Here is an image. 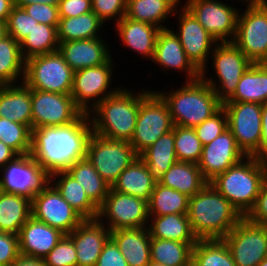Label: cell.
I'll return each mask as SVG.
<instances>
[{
    "label": "cell",
    "mask_w": 267,
    "mask_h": 266,
    "mask_svg": "<svg viewBox=\"0 0 267 266\" xmlns=\"http://www.w3.org/2000/svg\"><path fill=\"white\" fill-rule=\"evenodd\" d=\"M22 8L38 23L49 26H58L60 21L58 6L35 3L26 5Z\"/></svg>",
    "instance_id": "681fc988"
},
{
    "label": "cell",
    "mask_w": 267,
    "mask_h": 266,
    "mask_svg": "<svg viewBox=\"0 0 267 266\" xmlns=\"http://www.w3.org/2000/svg\"><path fill=\"white\" fill-rule=\"evenodd\" d=\"M65 234L31 216L18 234L23 255L44 258Z\"/></svg>",
    "instance_id": "cb8c5ba5"
},
{
    "label": "cell",
    "mask_w": 267,
    "mask_h": 266,
    "mask_svg": "<svg viewBox=\"0 0 267 266\" xmlns=\"http://www.w3.org/2000/svg\"><path fill=\"white\" fill-rule=\"evenodd\" d=\"M0 118L25 124L32 130L31 89L24 82L0 86Z\"/></svg>",
    "instance_id": "4316f807"
},
{
    "label": "cell",
    "mask_w": 267,
    "mask_h": 266,
    "mask_svg": "<svg viewBox=\"0 0 267 266\" xmlns=\"http://www.w3.org/2000/svg\"><path fill=\"white\" fill-rule=\"evenodd\" d=\"M184 6L218 43L233 42L238 8L219 0H186Z\"/></svg>",
    "instance_id": "e0dca14e"
},
{
    "label": "cell",
    "mask_w": 267,
    "mask_h": 266,
    "mask_svg": "<svg viewBox=\"0 0 267 266\" xmlns=\"http://www.w3.org/2000/svg\"><path fill=\"white\" fill-rule=\"evenodd\" d=\"M156 92L168 104L173 124L181 127L194 128L222 107L215 91L201 78L170 92Z\"/></svg>",
    "instance_id": "5b68a950"
},
{
    "label": "cell",
    "mask_w": 267,
    "mask_h": 266,
    "mask_svg": "<svg viewBox=\"0 0 267 266\" xmlns=\"http://www.w3.org/2000/svg\"><path fill=\"white\" fill-rule=\"evenodd\" d=\"M103 25L105 24L93 11L79 16L60 18L57 26L58 41L67 42L101 37Z\"/></svg>",
    "instance_id": "74e56055"
},
{
    "label": "cell",
    "mask_w": 267,
    "mask_h": 266,
    "mask_svg": "<svg viewBox=\"0 0 267 266\" xmlns=\"http://www.w3.org/2000/svg\"><path fill=\"white\" fill-rule=\"evenodd\" d=\"M191 266H236L222 239L198 240L193 246Z\"/></svg>",
    "instance_id": "b9f144b4"
},
{
    "label": "cell",
    "mask_w": 267,
    "mask_h": 266,
    "mask_svg": "<svg viewBox=\"0 0 267 266\" xmlns=\"http://www.w3.org/2000/svg\"><path fill=\"white\" fill-rule=\"evenodd\" d=\"M0 191L33 197L49 182V175L30 153L18 155L0 168Z\"/></svg>",
    "instance_id": "2e32d148"
},
{
    "label": "cell",
    "mask_w": 267,
    "mask_h": 266,
    "mask_svg": "<svg viewBox=\"0 0 267 266\" xmlns=\"http://www.w3.org/2000/svg\"><path fill=\"white\" fill-rule=\"evenodd\" d=\"M60 1L61 0H15V6L22 8L26 5L35 4V3L58 6Z\"/></svg>",
    "instance_id": "91938a15"
},
{
    "label": "cell",
    "mask_w": 267,
    "mask_h": 266,
    "mask_svg": "<svg viewBox=\"0 0 267 266\" xmlns=\"http://www.w3.org/2000/svg\"><path fill=\"white\" fill-rule=\"evenodd\" d=\"M102 37L59 42L58 51L73 71L104 64L112 55Z\"/></svg>",
    "instance_id": "603a6c76"
},
{
    "label": "cell",
    "mask_w": 267,
    "mask_h": 266,
    "mask_svg": "<svg viewBox=\"0 0 267 266\" xmlns=\"http://www.w3.org/2000/svg\"><path fill=\"white\" fill-rule=\"evenodd\" d=\"M214 75L201 72L200 78L214 91L223 104L235 92L241 76L253 64L233 42H222L214 46L211 56ZM217 81L218 84H217Z\"/></svg>",
    "instance_id": "52a82bcc"
},
{
    "label": "cell",
    "mask_w": 267,
    "mask_h": 266,
    "mask_svg": "<svg viewBox=\"0 0 267 266\" xmlns=\"http://www.w3.org/2000/svg\"><path fill=\"white\" fill-rule=\"evenodd\" d=\"M228 129L227 115L221 107L210 118L204 120L201 124L194 127L197 137L202 145H206Z\"/></svg>",
    "instance_id": "f6af8a7d"
},
{
    "label": "cell",
    "mask_w": 267,
    "mask_h": 266,
    "mask_svg": "<svg viewBox=\"0 0 267 266\" xmlns=\"http://www.w3.org/2000/svg\"><path fill=\"white\" fill-rule=\"evenodd\" d=\"M172 130L177 160L198 164L202 156L203 145L194 128L174 125Z\"/></svg>",
    "instance_id": "7bdbcfd3"
},
{
    "label": "cell",
    "mask_w": 267,
    "mask_h": 266,
    "mask_svg": "<svg viewBox=\"0 0 267 266\" xmlns=\"http://www.w3.org/2000/svg\"><path fill=\"white\" fill-rule=\"evenodd\" d=\"M59 17L79 16L92 11L91 0H61L58 5Z\"/></svg>",
    "instance_id": "db71d44e"
},
{
    "label": "cell",
    "mask_w": 267,
    "mask_h": 266,
    "mask_svg": "<svg viewBox=\"0 0 267 266\" xmlns=\"http://www.w3.org/2000/svg\"><path fill=\"white\" fill-rule=\"evenodd\" d=\"M266 172L267 162L246 156L209 183L245 217L255 204Z\"/></svg>",
    "instance_id": "277c9868"
},
{
    "label": "cell",
    "mask_w": 267,
    "mask_h": 266,
    "mask_svg": "<svg viewBox=\"0 0 267 266\" xmlns=\"http://www.w3.org/2000/svg\"><path fill=\"white\" fill-rule=\"evenodd\" d=\"M245 157L246 155L238 147L232 132L227 129L213 141L203 146L198 167L203 177L210 182Z\"/></svg>",
    "instance_id": "ffe728a7"
},
{
    "label": "cell",
    "mask_w": 267,
    "mask_h": 266,
    "mask_svg": "<svg viewBox=\"0 0 267 266\" xmlns=\"http://www.w3.org/2000/svg\"><path fill=\"white\" fill-rule=\"evenodd\" d=\"M115 27L124 47L137 52L143 59L145 57L152 60L160 28L146 22L131 20L126 16L116 23Z\"/></svg>",
    "instance_id": "d4e9b609"
},
{
    "label": "cell",
    "mask_w": 267,
    "mask_h": 266,
    "mask_svg": "<svg viewBox=\"0 0 267 266\" xmlns=\"http://www.w3.org/2000/svg\"><path fill=\"white\" fill-rule=\"evenodd\" d=\"M239 10L233 43L252 62L266 65L267 2H246ZM241 12V13H240Z\"/></svg>",
    "instance_id": "9c48e42d"
},
{
    "label": "cell",
    "mask_w": 267,
    "mask_h": 266,
    "mask_svg": "<svg viewBox=\"0 0 267 266\" xmlns=\"http://www.w3.org/2000/svg\"><path fill=\"white\" fill-rule=\"evenodd\" d=\"M174 12L179 16L178 29L174 31L178 36L180 43L192 63L201 71L207 72L208 68L206 64L209 59V55L212 53L213 46H216L218 42L213 38L204 27L197 21L194 15L183 5L181 8L177 7ZM179 9L180 10L179 12ZM179 13V14H178ZM215 44V45H214Z\"/></svg>",
    "instance_id": "d6986e66"
},
{
    "label": "cell",
    "mask_w": 267,
    "mask_h": 266,
    "mask_svg": "<svg viewBox=\"0 0 267 266\" xmlns=\"http://www.w3.org/2000/svg\"><path fill=\"white\" fill-rule=\"evenodd\" d=\"M159 183L192 197L209 182L203 177L198 164L177 161L163 174Z\"/></svg>",
    "instance_id": "4dcf8cb0"
},
{
    "label": "cell",
    "mask_w": 267,
    "mask_h": 266,
    "mask_svg": "<svg viewBox=\"0 0 267 266\" xmlns=\"http://www.w3.org/2000/svg\"><path fill=\"white\" fill-rule=\"evenodd\" d=\"M187 215L198 240L223 239L243 218L210 183L190 197Z\"/></svg>",
    "instance_id": "7a4b0ae2"
},
{
    "label": "cell",
    "mask_w": 267,
    "mask_h": 266,
    "mask_svg": "<svg viewBox=\"0 0 267 266\" xmlns=\"http://www.w3.org/2000/svg\"><path fill=\"white\" fill-rule=\"evenodd\" d=\"M87 159L111 187L119 175L138 155L128 141L113 140L92 134L87 146Z\"/></svg>",
    "instance_id": "30bf717a"
},
{
    "label": "cell",
    "mask_w": 267,
    "mask_h": 266,
    "mask_svg": "<svg viewBox=\"0 0 267 266\" xmlns=\"http://www.w3.org/2000/svg\"><path fill=\"white\" fill-rule=\"evenodd\" d=\"M228 129L232 132L238 147L246 156H252L261 142V104L250 102H224L222 104Z\"/></svg>",
    "instance_id": "9a60e30c"
},
{
    "label": "cell",
    "mask_w": 267,
    "mask_h": 266,
    "mask_svg": "<svg viewBox=\"0 0 267 266\" xmlns=\"http://www.w3.org/2000/svg\"><path fill=\"white\" fill-rule=\"evenodd\" d=\"M245 218L257 225H267V172L263 179L255 204Z\"/></svg>",
    "instance_id": "f907efd6"
},
{
    "label": "cell",
    "mask_w": 267,
    "mask_h": 266,
    "mask_svg": "<svg viewBox=\"0 0 267 266\" xmlns=\"http://www.w3.org/2000/svg\"><path fill=\"white\" fill-rule=\"evenodd\" d=\"M31 212L35 219L59 229L65 235L84 220L50 182L31 200Z\"/></svg>",
    "instance_id": "ac0fdd59"
},
{
    "label": "cell",
    "mask_w": 267,
    "mask_h": 266,
    "mask_svg": "<svg viewBox=\"0 0 267 266\" xmlns=\"http://www.w3.org/2000/svg\"><path fill=\"white\" fill-rule=\"evenodd\" d=\"M92 11L106 24L109 20L118 23L126 15L127 0H91ZM112 19V20H111Z\"/></svg>",
    "instance_id": "c3c4849f"
},
{
    "label": "cell",
    "mask_w": 267,
    "mask_h": 266,
    "mask_svg": "<svg viewBox=\"0 0 267 266\" xmlns=\"http://www.w3.org/2000/svg\"><path fill=\"white\" fill-rule=\"evenodd\" d=\"M95 266H128V264L116 243L109 238L103 245Z\"/></svg>",
    "instance_id": "f5cc1de1"
},
{
    "label": "cell",
    "mask_w": 267,
    "mask_h": 266,
    "mask_svg": "<svg viewBox=\"0 0 267 266\" xmlns=\"http://www.w3.org/2000/svg\"><path fill=\"white\" fill-rule=\"evenodd\" d=\"M66 172L79 182L98 208L103 204L111 186L101 178L87 157L76 161Z\"/></svg>",
    "instance_id": "8d00e7d4"
},
{
    "label": "cell",
    "mask_w": 267,
    "mask_h": 266,
    "mask_svg": "<svg viewBox=\"0 0 267 266\" xmlns=\"http://www.w3.org/2000/svg\"><path fill=\"white\" fill-rule=\"evenodd\" d=\"M222 240L236 266H258L267 257V225H257L243 217Z\"/></svg>",
    "instance_id": "4fadbf2b"
},
{
    "label": "cell",
    "mask_w": 267,
    "mask_h": 266,
    "mask_svg": "<svg viewBox=\"0 0 267 266\" xmlns=\"http://www.w3.org/2000/svg\"><path fill=\"white\" fill-rule=\"evenodd\" d=\"M31 102L32 129L66 126L84 114L70 94L31 89Z\"/></svg>",
    "instance_id": "5bb4252c"
},
{
    "label": "cell",
    "mask_w": 267,
    "mask_h": 266,
    "mask_svg": "<svg viewBox=\"0 0 267 266\" xmlns=\"http://www.w3.org/2000/svg\"><path fill=\"white\" fill-rule=\"evenodd\" d=\"M153 63H157L166 73L169 69L185 72L186 80L191 82L200 79L201 71L187 57L178 36L172 28L161 29L157 35Z\"/></svg>",
    "instance_id": "44dd1931"
},
{
    "label": "cell",
    "mask_w": 267,
    "mask_h": 266,
    "mask_svg": "<svg viewBox=\"0 0 267 266\" xmlns=\"http://www.w3.org/2000/svg\"><path fill=\"white\" fill-rule=\"evenodd\" d=\"M31 138L32 130L27 125L0 118V140L19 155L30 153Z\"/></svg>",
    "instance_id": "ee69618b"
},
{
    "label": "cell",
    "mask_w": 267,
    "mask_h": 266,
    "mask_svg": "<svg viewBox=\"0 0 267 266\" xmlns=\"http://www.w3.org/2000/svg\"><path fill=\"white\" fill-rule=\"evenodd\" d=\"M140 91V105L130 144L139 156L174 127L168 104L154 90Z\"/></svg>",
    "instance_id": "8992f818"
},
{
    "label": "cell",
    "mask_w": 267,
    "mask_h": 266,
    "mask_svg": "<svg viewBox=\"0 0 267 266\" xmlns=\"http://www.w3.org/2000/svg\"><path fill=\"white\" fill-rule=\"evenodd\" d=\"M196 243L151 238V261L165 266H191L193 246Z\"/></svg>",
    "instance_id": "f35d334b"
},
{
    "label": "cell",
    "mask_w": 267,
    "mask_h": 266,
    "mask_svg": "<svg viewBox=\"0 0 267 266\" xmlns=\"http://www.w3.org/2000/svg\"><path fill=\"white\" fill-rule=\"evenodd\" d=\"M24 75L25 59L20 43L7 34L0 40V86L22 83Z\"/></svg>",
    "instance_id": "d590c367"
},
{
    "label": "cell",
    "mask_w": 267,
    "mask_h": 266,
    "mask_svg": "<svg viewBox=\"0 0 267 266\" xmlns=\"http://www.w3.org/2000/svg\"><path fill=\"white\" fill-rule=\"evenodd\" d=\"M15 6V0H0V21L7 22L8 16Z\"/></svg>",
    "instance_id": "680465c9"
},
{
    "label": "cell",
    "mask_w": 267,
    "mask_h": 266,
    "mask_svg": "<svg viewBox=\"0 0 267 266\" xmlns=\"http://www.w3.org/2000/svg\"><path fill=\"white\" fill-rule=\"evenodd\" d=\"M262 117H261V142L259 149L252 155L260 161L267 162V102L261 104Z\"/></svg>",
    "instance_id": "11a10c76"
},
{
    "label": "cell",
    "mask_w": 267,
    "mask_h": 266,
    "mask_svg": "<svg viewBox=\"0 0 267 266\" xmlns=\"http://www.w3.org/2000/svg\"><path fill=\"white\" fill-rule=\"evenodd\" d=\"M239 2H244L243 4H245L246 2H267V0H238Z\"/></svg>",
    "instance_id": "6125c7cd"
},
{
    "label": "cell",
    "mask_w": 267,
    "mask_h": 266,
    "mask_svg": "<svg viewBox=\"0 0 267 266\" xmlns=\"http://www.w3.org/2000/svg\"><path fill=\"white\" fill-rule=\"evenodd\" d=\"M47 266H77L73 241L64 235L57 245L44 257Z\"/></svg>",
    "instance_id": "7dc6e473"
},
{
    "label": "cell",
    "mask_w": 267,
    "mask_h": 266,
    "mask_svg": "<svg viewBox=\"0 0 267 266\" xmlns=\"http://www.w3.org/2000/svg\"><path fill=\"white\" fill-rule=\"evenodd\" d=\"M97 218L110 231L144 228L149 224L148 201L110 188Z\"/></svg>",
    "instance_id": "7c38bea8"
},
{
    "label": "cell",
    "mask_w": 267,
    "mask_h": 266,
    "mask_svg": "<svg viewBox=\"0 0 267 266\" xmlns=\"http://www.w3.org/2000/svg\"><path fill=\"white\" fill-rule=\"evenodd\" d=\"M258 266H267V257L265 259H263Z\"/></svg>",
    "instance_id": "e7e4bbea"
},
{
    "label": "cell",
    "mask_w": 267,
    "mask_h": 266,
    "mask_svg": "<svg viewBox=\"0 0 267 266\" xmlns=\"http://www.w3.org/2000/svg\"><path fill=\"white\" fill-rule=\"evenodd\" d=\"M8 266H47L44 258L19 254Z\"/></svg>",
    "instance_id": "9f6ffc18"
},
{
    "label": "cell",
    "mask_w": 267,
    "mask_h": 266,
    "mask_svg": "<svg viewBox=\"0 0 267 266\" xmlns=\"http://www.w3.org/2000/svg\"><path fill=\"white\" fill-rule=\"evenodd\" d=\"M74 71L57 50L25 60L23 82L30 88L59 94H71Z\"/></svg>",
    "instance_id": "ba28073f"
},
{
    "label": "cell",
    "mask_w": 267,
    "mask_h": 266,
    "mask_svg": "<svg viewBox=\"0 0 267 266\" xmlns=\"http://www.w3.org/2000/svg\"><path fill=\"white\" fill-rule=\"evenodd\" d=\"M19 154L0 140V168L15 159Z\"/></svg>",
    "instance_id": "6f0895ef"
},
{
    "label": "cell",
    "mask_w": 267,
    "mask_h": 266,
    "mask_svg": "<svg viewBox=\"0 0 267 266\" xmlns=\"http://www.w3.org/2000/svg\"><path fill=\"white\" fill-rule=\"evenodd\" d=\"M7 35L6 23L0 21V40Z\"/></svg>",
    "instance_id": "94428289"
},
{
    "label": "cell",
    "mask_w": 267,
    "mask_h": 266,
    "mask_svg": "<svg viewBox=\"0 0 267 266\" xmlns=\"http://www.w3.org/2000/svg\"><path fill=\"white\" fill-rule=\"evenodd\" d=\"M92 134L88 113L66 126L32 129L30 154L49 176L67 171L76 161L87 156Z\"/></svg>",
    "instance_id": "6da1fadb"
},
{
    "label": "cell",
    "mask_w": 267,
    "mask_h": 266,
    "mask_svg": "<svg viewBox=\"0 0 267 266\" xmlns=\"http://www.w3.org/2000/svg\"><path fill=\"white\" fill-rule=\"evenodd\" d=\"M19 254L18 235L0 232V266H8Z\"/></svg>",
    "instance_id": "816d5d0a"
},
{
    "label": "cell",
    "mask_w": 267,
    "mask_h": 266,
    "mask_svg": "<svg viewBox=\"0 0 267 266\" xmlns=\"http://www.w3.org/2000/svg\"><path fill=\"white\" fill-rule=\"evenodd\" d=\"M110 230L98 219H84L67 236L73 241L77 266H95L103 245L110 238Z\"/></svg>",
    "instance_id": "7402d4cb"
},
{
    "label": "cell",
    "mask_w": 267,
    "mask_h": 266,
    "mask_svg": "<svg viewBox=\"0 0 267 266\" xmlns=\"http://www.w3.org/2000/svg\"><path fill=\"white\" fill-rule=\"evenodd\" d=\"M49 182L83 219L98 217L99 208L88 198L79 182L66 171L50 175Z\"/></svg>",
    "instance_id": "83f0119b"
},
{
    "label": "cell",
    "mask_w": 267,
    "mask_h": 266,
    "mask_svg": "<svg viewBox=\"0 0 267 266\" xmlns=\"http://www.w3.org/2000/svg\"><path fill=\"white\" fill-rule=\"evenodd\" d=\"M58 48L57 26L42 23L36 24L20 42L21 54L25 60L32 56L55 52Z\"/></svg>",
    "instance_id": "60d3db41"
},
{
    "label": "cell",
    "mask_w": 267,
    "mask_h": 266,
    "mask_svg": "<svg viewBox=\"0 0 267 266\" xmlns=\"http://www.w3.org/2000/svg\"><path fill=\"white\" fill-rule=\"evenodd\" d=\"M226 102H267V65L253 63L241 76L234 94Z\"/></svg>",
    "instance_id": "d6a6232c"
},
{
    "label": "cell",
    "mask_w": 267,
    "mask_h": 266,
    "mask_svg": "<svg viewBox=\"0 0 267 266\" xmlns=\"http://www.w3.org/2000/svg\"><path fill=\"white\" fill-rule=\"evenodd\" d=\"M147 266H165V265L160 264V263H156V262H153V261H150Z\"/></svg>",
    "instance_id": "be15d7a7"
},
{
    "label": "cell",
    "mask_w": 267,
    "mask_h": 266,
    "mask_svg": "<svg viewBox=\"0 0 267 266\" xmlns=\"http://www.w3.org/2000/svg\"><path fill=\"white\" fill-rule=\"evenodd\" d=\"M138 157L147 165L152 178L159 182L163 174L178 161L175 154L174 131L162 135Z\"/></svg>",
    "instance_id": "e575fe53"
},
{
    "label": "cell",
    "mask_w": 267,
    "mask_h": 266,
    "mask_svg": "<svg viewBox=\"0 0 267 266\" xmlns=\"http://www.w3.org/2000/svg\"><path fill=\"white\" fill-rule=\"evenodd\" d=\"M128 266H147L151 261V237L147 227L117 229L110 232Z\"/></svg>",
    "instance_id": "484cf974"
},
{
    "label": "cell",
    "mask_w": 267,
    "mask_h": 266,
    "mask_svg": "<svg viewBox=\"0 0 267 266\" xmlns=\"http://www.w3.org/2000/svg\"><path fill=\"white\" fill-rule=\"evenodd\" d=\"M156 183L157 182L150 175L147 165L137 157L122 171L111 188L114 191L148 201Z\"/></svg>",
    "instance_id": "f1b7e54d"
},
{
    "label": "cell",
    "mask_w": 267,
    "mask_h": 266,
    "mask_svg": "<svg viewBox=\"0 0 267 266\" xmlns=\"http://www.w3.org/2000/svg\"><path fill=\"white\" fill-rule=\"evenodd\" d=\"M148 221L150 224L147 228L151 238L178 242H198L187 214L149 216Z\"/></svg>",
    "instance_id": "1f68e13d"
},
{
    "label": "cell",
    "mask_w": 267,
    "mask_h": 266,
    "mask_svg": "<svg viewBox=\"0 0 267 266\" xmlns=\"http://www.w3.org/2000/svg\"><path fill=\"white\" fill-rule=\"evenodd\" d=\"M189 199L187 195L157 182L148 200L149 216L188 214Z\"/></svg>",
    "instance_id": "ab89813d"
},
{
    "label": "cell",
    "mask_w": 267,
    "mask_h": 266,
    "mask_svg": "<svg viewBox=\"0 0 267 266\" xmlns=\"http://www.w3.org/2000/svg\"><path fill=\"white\" fill-rule=\"evenodd\" d=\"M180 0H127L126 17L146 22L160 29L170 28L165 24L168 17L174 15ZM167 19V20H166ZM165 25V26H164ZM167 26V27H166Z\"/></svg>",
    "instance_id": "f546056e"
},
{
    "label": "cell",
    "mask_w": 267,
    "mask_h": 266,
    "mask_svg": "<svg viewBox=\"0 0 267 266\" xmlns=\"http://www.w3.org/2000/svg\"><path fill=\"white\" fill-rule=\"evenodd\" d=\"M38 22L23 8L14 6L6 22L7 34L20 43Z\"/></svg>",
    "instance_id": "bcb514c9"
},
{
    "label": "cell",
    "mask_w": 267,
    "mask_h": 266,
    "mask_svg": "<svg viewBox=\"0 0 267 266\" xmlns=\"http://www.w3.org/2000/svg\"><path fill=\"white\" fill-rule=\"evenodd\" d=\"M31 216V199L0 191V232L18 235Z\"/></svg>",
    "instance_id": "836d02e7"
},
{
    "label": "cell",
    "mask_w": 267,
    "mask_h": 266,
    "mask_svg": "<svg viewBox=\"0 0 267 266\" xmlns=\"http://www.w3.org/2000/svg\"><path fill=\"white\" fill-rule=\"evenodd\" d=\"M113 62L114 60L110 57L104 64L74 71L70 95L84 113H89L102 100L115 94L121 88V86L116 88L110 86L114 78Z\"/></svg>",
    "instance_id": "8fae6325"
},
{
    "label": "cell",
    "mask_w": 267,
    "mask_h": 266,
    "mask_svg": "<svg viewBox=\"0 0 267 266\" xmlns=\"http://www.w3.org/2000/svg\"><path fill=\"white\" fill-rule=\"evenodd\" d=\"M124 87L102 100L88 113L94 134L128 142L132 139L138 117L140 91L134 94L133 90Z\"/></svg>",
    "instance_id": "3957f363"
}]
</instances>
